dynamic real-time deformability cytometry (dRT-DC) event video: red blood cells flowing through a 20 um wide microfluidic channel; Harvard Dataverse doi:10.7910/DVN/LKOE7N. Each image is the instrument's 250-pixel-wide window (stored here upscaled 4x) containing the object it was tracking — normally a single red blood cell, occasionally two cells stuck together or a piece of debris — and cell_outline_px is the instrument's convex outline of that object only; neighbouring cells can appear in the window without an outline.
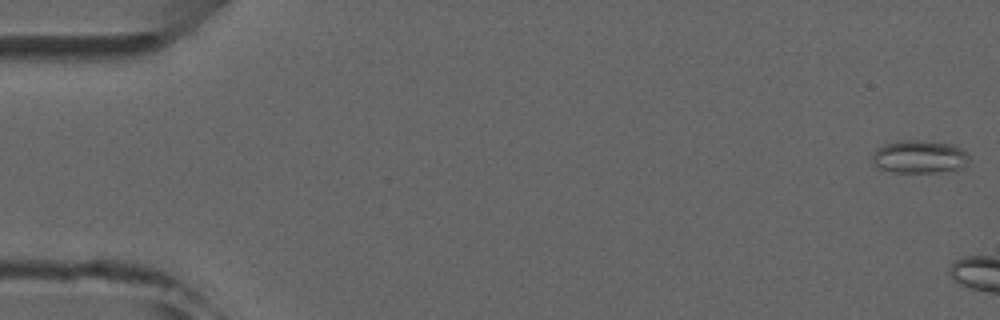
{"species": "common noctule bat (a hibernating species)", "species_latin": "Nyctalus noctula", "temperature_condition": "room temperature", "stored_images_in_passage": 5, "camera_frame_rate_fps": 3000, "um_per_image_px": 0.085, "animal": {"sex": "male", "forearm_length_mm": 52.5}, "frame": {"image": 1, "passage_image": 1, "time_ms": 0.0, "image_size_px": [1000, 320], "cell_outline_px": [[968, 160], [964, 168], [936, 172], [892, 172], [880, 168], [872, 164], [872, 156], [876, 148], [884, 144], [896, 140], [924, 140], [952, 144], [964, 148], [968, 156]], "centroid_in_image_um": [78.14, 13.31], "position_along_channel_um": 6.9, "area_um2": 18.9}}